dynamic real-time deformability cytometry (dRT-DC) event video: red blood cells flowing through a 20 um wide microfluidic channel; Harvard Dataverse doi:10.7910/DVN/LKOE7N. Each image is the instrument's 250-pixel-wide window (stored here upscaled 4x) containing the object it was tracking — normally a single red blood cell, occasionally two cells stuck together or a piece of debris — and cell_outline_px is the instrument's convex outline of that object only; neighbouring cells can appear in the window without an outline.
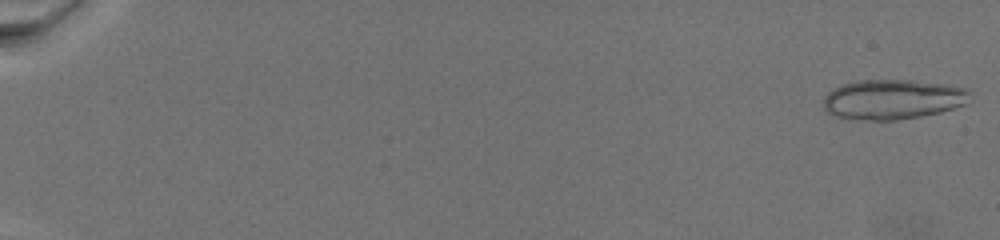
{"species": "common noctule bat (a hibernating species)", "species_latin": "Nyctalus noctula", "temperature_condition": "warm", "stored_images_in_passage": 34, "segment_of_instrument_passage": [1, 2], "camera_frame_rate_fps": 3000, "um_per_image_px": 0.085, "animal": {"sex": "female", "body_mass_g": 19.5, "forearm_length_mm": 54.1}, "frame": {"image": 1, "passage_image": 2, "time_ms": 0.333, "image_size_px": [1000, 240], "cell_outline_px": [[968, 92], [964, 104], [940, 112], [920, 116], [896, 120], [864, 120], [836, 116], [828, 112], [824, 108], [824, 96], [828, 92], [840, 84], [860, 80], [912, 80], [948, 84], [968, 88]], "centroid_in_image_um": [75.84, 8.43], "position_along_channel_um": 9.2, "area_um2": 33.87}}